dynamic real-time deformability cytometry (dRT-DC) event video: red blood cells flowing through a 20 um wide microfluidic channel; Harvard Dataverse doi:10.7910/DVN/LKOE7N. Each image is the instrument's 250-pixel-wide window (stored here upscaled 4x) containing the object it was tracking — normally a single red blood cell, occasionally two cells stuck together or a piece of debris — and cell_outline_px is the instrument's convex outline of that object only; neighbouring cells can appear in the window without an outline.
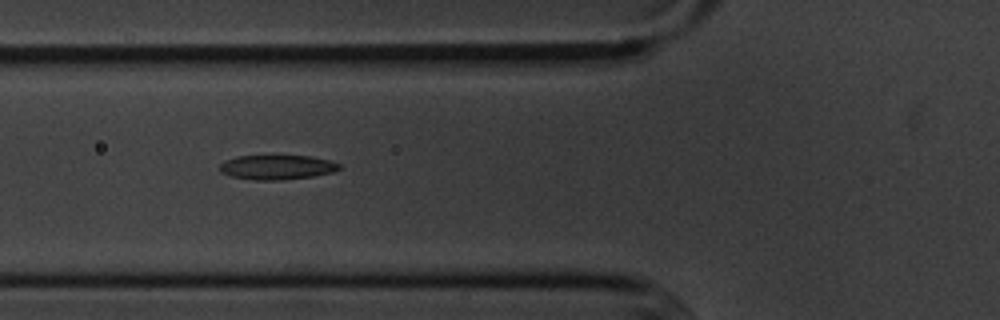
{"species": "common noctule bat (a hibernating species)", "species_latin": "Nyctalus noctula", "temperature_condition": "cold", "stored_images_in_passage": 7, "camera_frame_rate_fps": 3000, "um_per_image_px": 0.085, "animal": {"sex": "male", "body_mass_g": 20.1, "forearm_length_mm": 53.5}, "frame": {"image": 1, "passage_image": 5, "time_ms": 4.667, "image_size_px": [1000, 320], "cell_outline_px": [[340, 168], [332, 172], [312, 176], [276, 180], [256, 180], [232, 176], [220, 172], [220, 164], [224, 160], [236, 156], [312, 156], [328, 160], [340, 164]], "centroid_in_image_um": [23.51, 14.2], "position_along_channel_um": 102.3, "area_um2": 16.88}}
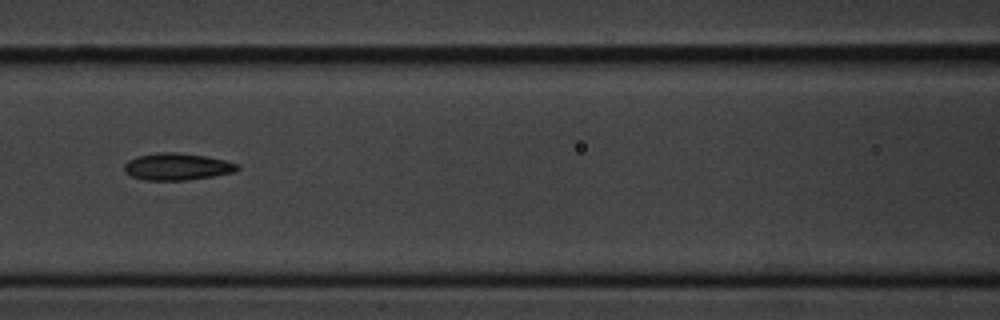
{"frame": {"image": 2, "passage_image": 6, "time_ms": 6.0, "image_size_px": [1000, 320], "cell_outline_px": [[240, 168], [236, 172], [188, 180], [144, 180], [132, 176], [124, 172], [124, 164], [128, 160], [136, 156], [156, 152], [176, 152], [204, 156], [224, 160], [240, 164]], "centroid_in_image_um": [15.05, 14.16], "position_along_channel_um": 151.6, "area_um2": 17.92}}
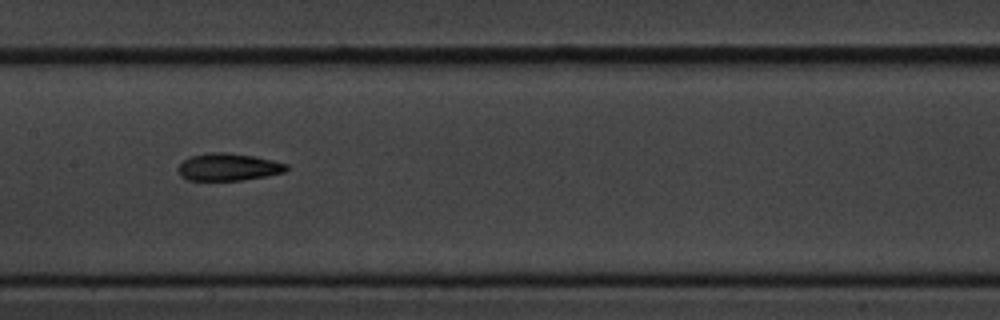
{"frame": {"image": 3, "passage_image": 7, "time_ms": 7.0, "image_size_px": [1000, 320], "cell_outline_px": [[288, 168], [284, 172], [244, 180], [188, 180], [180, 176], [176, 168], [184, 160], [192, 156], [212, 152], [224, 152], [252, 156], [272, 160], [288, 164]], "centroid_in_image_um": [19.38, 14.2], "position_along_channel_um": 188.0, "area_um2": 17.11}}